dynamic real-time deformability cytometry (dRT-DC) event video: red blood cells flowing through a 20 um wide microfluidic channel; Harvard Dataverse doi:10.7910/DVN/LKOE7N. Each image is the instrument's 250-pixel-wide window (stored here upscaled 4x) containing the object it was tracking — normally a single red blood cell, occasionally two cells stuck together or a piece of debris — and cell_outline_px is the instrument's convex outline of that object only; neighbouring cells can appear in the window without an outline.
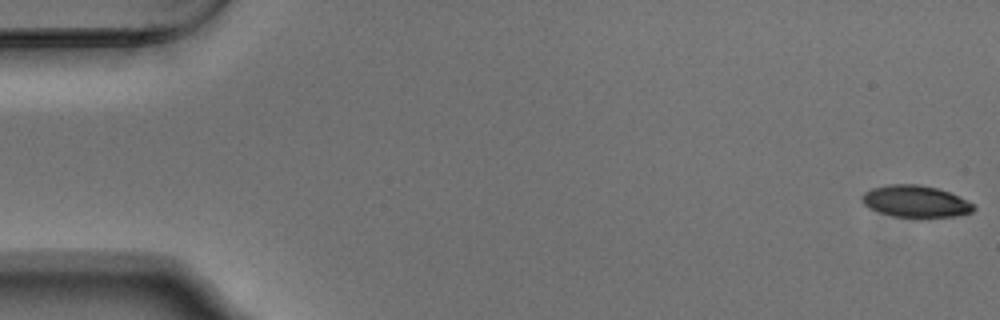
{"species": "Egyptian fruit bat (a non-hibernating species)", "species_latin": "Rousettus aegyptiacus", "temperature_condition": "warm", "stored_images_in_passage": 54, "camera_frame_rate_fps": 3000, "um_per_image_px": 0.085, "animal": {"sex": "male"}, "frame": {"image": 1, "passage_image": 1, "time_ms": 0.0, "image_size_px": [1000, 320], "cell_outline_px": [[976, 208], [972, 212], [956, 216], [920, 220], [892, 216], [876, 212], [868, 208], [860, 200], [860, 196], [864, 192], [872, 188], [888, 184], [916, 184], [936, 188], [948, 192], [976, 204]], "centroid_in_image_um": [77.8, 17.17], "position_along_channel_um": 7.2, "area_um2": 21.56}}
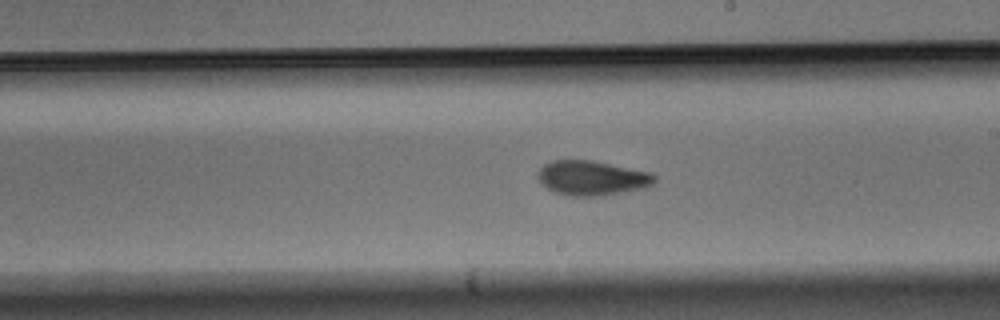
{"frame": {"image": 2, "passage_image": 31, "time_ms": 10.0, "image_size_px": [1000, 320], "cell_outline_px": [[656, 180], [652, 184], [644, 188], [596, 196], [572, 196], [556, 192], [548, 188], [536, 176], [540, 168], [544, 164], [552, 160], [592, 160], [652, 172], [656, 176]], "centroid_in_image_um": [50.33, 15.11], "position_along_channel_um": 238.7, "area_um2": 23.41}}
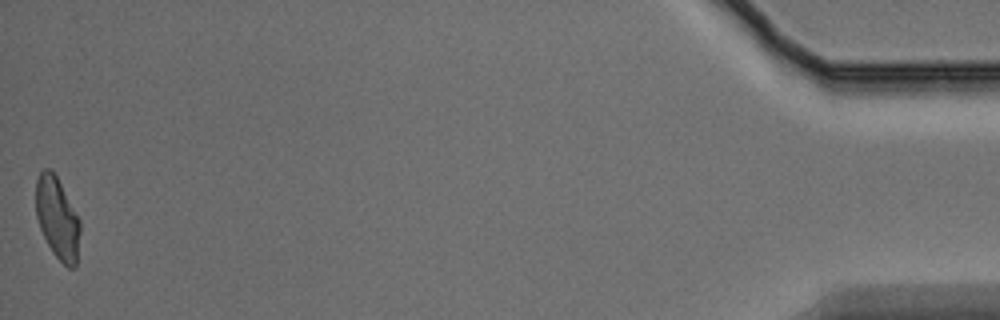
{"frame": {"image": 3, "passage_image": 54, "time_ms": 17.667, "image_size_px": [1000, 320], "cell_outline_px": [[80, 232], [76, 268], [68, 268], [52, 252], [40, 228], [36, 216], [36, 180], [40, 172], [44, 168], [52, 168], [80, 220]], "centroid_in_image_um": [4.88, 18.54], "position_along_channel_um": 430.3, "area_um2": 21.04}, "authors_computed_cell_mechanics": {"area_um2": 22.2241, "velocity_mm_per_s": 3.755, "shape_relaxation_time_tau1_ms": 4.7989, "shape_relaxation_time_tau2_ms": 3.2161, "deformation_change_tau1": 0.1594, "deformation_change_tau2": 0.0967}}